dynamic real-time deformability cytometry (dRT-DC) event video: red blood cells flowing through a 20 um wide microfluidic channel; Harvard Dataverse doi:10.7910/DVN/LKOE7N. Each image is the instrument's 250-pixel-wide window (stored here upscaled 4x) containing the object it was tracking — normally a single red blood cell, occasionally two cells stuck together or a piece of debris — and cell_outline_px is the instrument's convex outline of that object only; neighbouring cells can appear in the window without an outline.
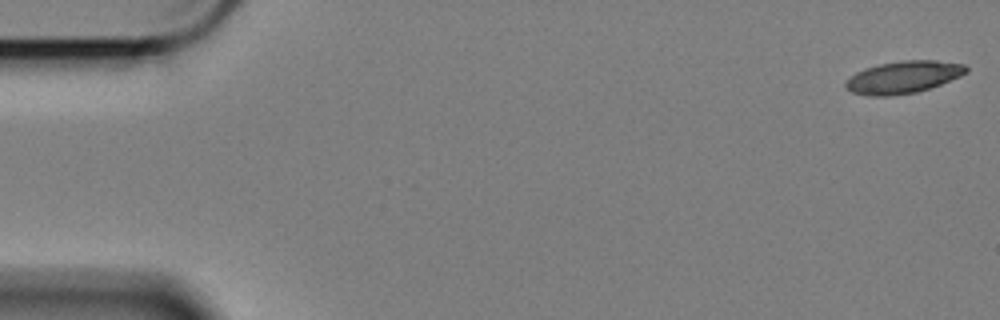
{"species": "Egyptian fruit bat (a non-hibernating species)", "species_latin": "Rousettus aegyptiacus", "temperature_condition": "cold", "stored_images_in_passage": 59, "camera_frame_rate_fps": 3000, "um_per_image_px": 0.085, "animal": {"sex": "female"}, "frame": {"image": 1, "passage_image": 1, "time_ms": 0.0, "image_size_px": [1000, 320], "cell_outline_px": [[968, 72], [960, 76], [940, 84], [916, 92], [888, 96], [868, 96], [852, 92], [844, 88], [844, 84], [856, 72], [864, 68], [880, 64], [900, 60], [936, 60], [964, 64], [968, 68]], "centroid_in_image_um": [76.77, 6.55], "position_along_channel_um": 8.2, "area_um2": 22.6}}
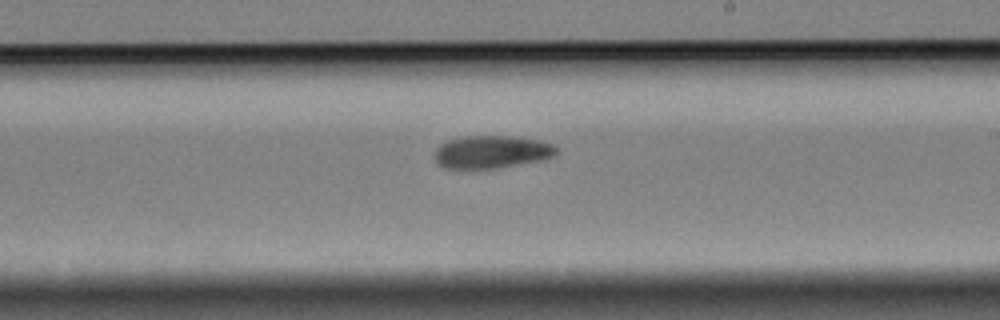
{"frame": {"image": 2, "passage_image": 34, "time_ms": 11.0, "image_size_px": [1000, 320], "cell_outline_px": [[560, 152], [552, 156], [540, 160], [496, 168], [444, 168], [436, 160], [436, 148], [440, 144], [448, 140], [464, 136], [512, 136], [540, 140], [552, 144], [560, 148]], "centroid_in_image_um": [41.83, 12.9], "position_along_channel_um": 247.2, "area_um2": 23.12}}
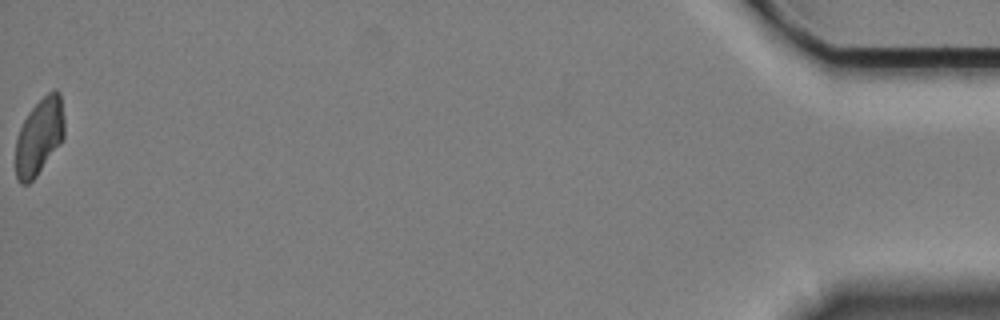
{"frame": {"image": 3, "passage_image": 59, "time_ms": 19.333, "image_size_px": [1000, 320], "cell_outline_px": [[64, 140], [36, 176], [28, 184], [20, 184], [16, 176], [16, 140], [20, 128], [28, 112], [52, 88], [56, 88], [60, 92], [64, 116]], "centroid_in_image_um": [3.37, 11.59], "position_along_channel_um": 431.8, "area_um2": 21.91}, "authors_computed_cell_mechanics": {"area_um2": 23.3512, "velocity_mm_per_s": 3.3737, "shape_relaxation_time_tau1_ms": 8.2459, "shape_relaxation_time_tau2_ms": 7.8, "deformation_change_tau1": 0.1602, "deformation_change_tau2": 0.0997}}